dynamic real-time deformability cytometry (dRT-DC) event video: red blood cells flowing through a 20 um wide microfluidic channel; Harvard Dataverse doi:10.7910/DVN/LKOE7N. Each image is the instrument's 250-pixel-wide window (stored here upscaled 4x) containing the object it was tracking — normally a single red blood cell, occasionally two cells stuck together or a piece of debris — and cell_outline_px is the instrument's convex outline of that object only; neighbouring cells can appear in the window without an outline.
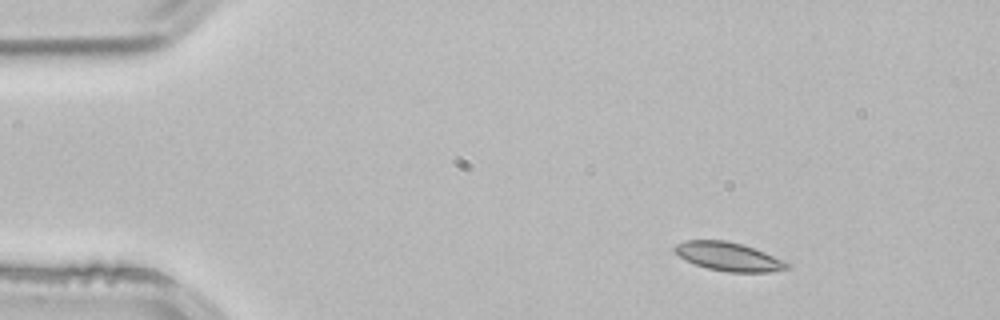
{"species": "common noctule bat (a hibernating species)", "species_latin": "Nyctalus noctula", "temperature_condition": "room temperature", "stored_images_in_passage": 3, "camera_frame_rate_fps": 3000, "um_per_image_px": 0.085, "animal": {"sex": "male", "body_mass_g": 21.5, "forearm_length_mm": 52.0}, "frame": {"image": 1, "passage_image": 1, "time_ms": 0.0, "image_size_px": [1000, 320], "cell_outline_px": [[792, 264], [788, 268], [772, 272], [728, 272], [708, 268], [696, 264], [680, 256], [672, 248], [676, 244], [684, 240], [724, 240], [744, 244], [764, 252]], "centroid_in_image_um": [61.95, 21.8], "position_along_channel_um": 23.1, "area_um2": 18.61}}
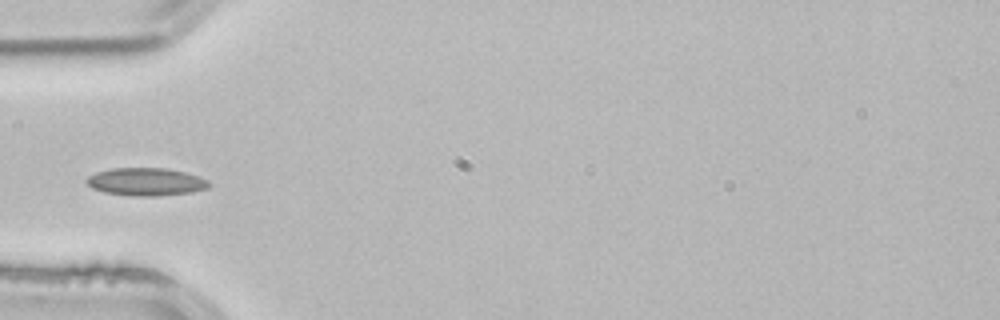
{"frame": {"image": 2, "passage_image": 3, "time_ms": 0.667, "image_size_px": [1000, 320], "cell_outline_px": [[212, 184], [208, 188], [192, 192], [156, 196], [132, 196], [104, 192], [92, 188], [84, 180], [88, 176], [96, 172], [112, 168], [168, 168], [188, 172], [200, 176], [208, 180]], "centroid_in_image_um": [12.44, 15.44], "position_along_channel_um": 72.6, "area_um2": 20.11}}